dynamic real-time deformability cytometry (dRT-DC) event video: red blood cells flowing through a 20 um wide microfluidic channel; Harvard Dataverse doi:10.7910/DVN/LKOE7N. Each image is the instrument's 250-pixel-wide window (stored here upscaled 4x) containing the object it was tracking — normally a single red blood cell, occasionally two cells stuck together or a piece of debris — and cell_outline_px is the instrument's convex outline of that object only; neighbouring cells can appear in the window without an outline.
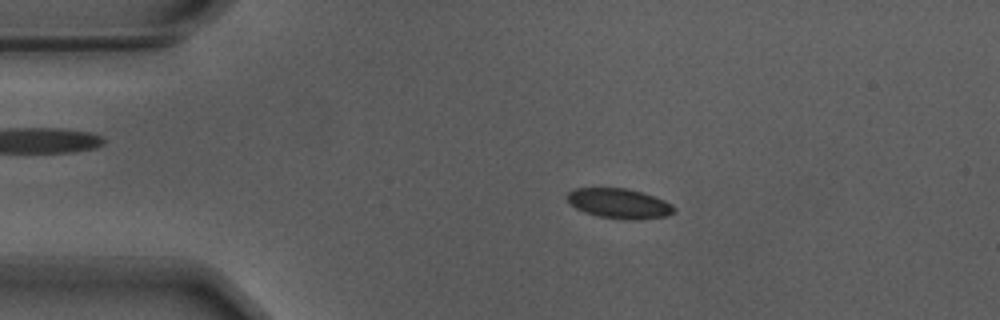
{"species": "Egyptian fruit bat (a non-hibernating species)", "species_latin": "Rousettus aegyptiacus", "temperature_condition": "warm", "stored_images_in_passage": 56, "camera_frame_rate_fps": 3000, "um_per_image_px": 0.085, "animal": {"sex": "male"}, "frame": {"image": 1, "passage_image": 11, "time_ms": 3.333, "image_size_px": [1000, 320], "cell_outline_px": [[676, 212], [668, 216], [632, 220], [624, 220], [596, 216], [584, 212], [576, 208], [564, 196], [568, 192], [576, 188], [628, 188], [664, 200], [672, 204], [676, 208]], "centroid_in_image_um": [52.63, 17.3], "position_along_channel_um": 32.4, "area_um2": 18.79}}
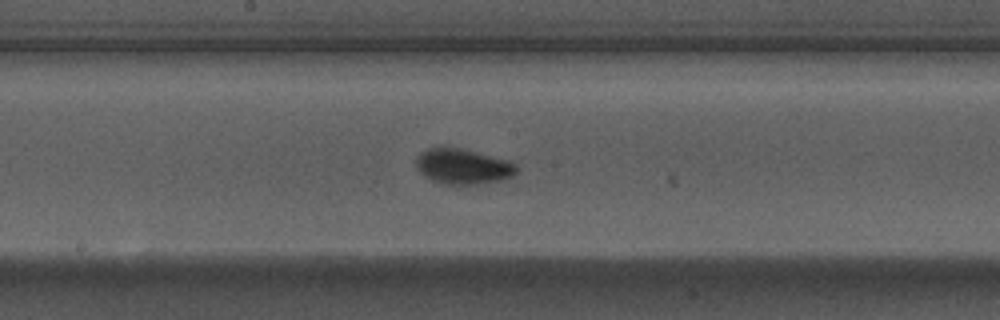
{"frame": {"image": 2, "passage_image": 29, "time_ms": 9.333, "image_size_px": [1000, 320], "cell_outline_px": [[516, 172], [512, 176], [500, 180], [476, 184], [444, 184], [432, 180], [424, 176], [416, 168], [416, 156], [420, 152], [428, 148], [456, 148], [504, 160], [516, 164]], "centroid_in_image_um": [39.27, 14.17], "position_along_channel_um": 208.9, "area_um2": 20.06}}
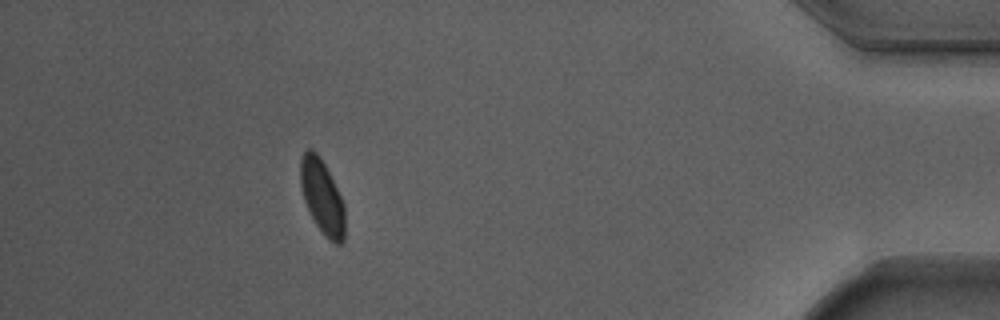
{"frame": {"image": 3, "passage_image": 50, "time_ms": 16.333, "image_size_px": [1000, 320], "cell_outline_px": [[344, 240], [340, 244], [336, 244], [328, 240], [324, 236], [316, 224], [304, 200], [300, 184], [300, 160], [304, 152], [308, 148], [312, 148], [320, 156], [344, 204]], "centroid_in_image_um": [27.37, 16.73], "position_along_channel_um": 407.8, "area_um2": 19.02}, "authors_computed_cell_mechanics": {"area_um2": 19.0162, "velocity_mm_per_s": 3.6781, "shape_relaxation_time_tau1_ms": 2.0726, "shape_relaxation_time_tau2_ms": null, "deformation_change_tau1": 0.0843, "deformation_change_tau2": null}}